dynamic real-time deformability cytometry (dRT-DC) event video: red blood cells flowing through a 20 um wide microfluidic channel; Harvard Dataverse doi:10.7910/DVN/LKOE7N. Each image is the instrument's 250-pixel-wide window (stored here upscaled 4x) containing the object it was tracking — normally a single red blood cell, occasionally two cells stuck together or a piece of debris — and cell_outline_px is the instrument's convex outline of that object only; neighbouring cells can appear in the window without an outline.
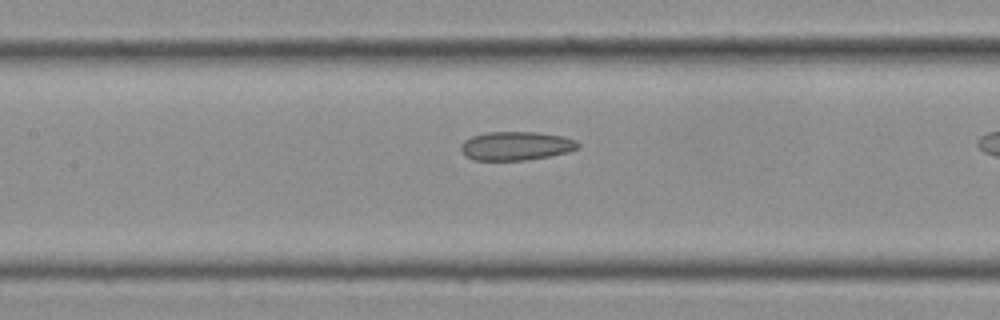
{"species": "Egyptian fruit bat (a non-hibernating species)", "species_latin": "Rousettus aegyptiacus", "temperature_condition": "cold", "stored_images_in_passage": 19, "camera_frame_rate_fps": 3000, "um_per_image_px": 0.085, "frame": {"image": 1, "passage_image": 9, "time_ms": 2.667, "image_size_px": [1000, 320], "cell_outline_px": [[580, 148], [568, 152], [528, 160], [472, 160], [464, 156], [460, 148], [460, 144], [464, 140], [472, 136], [488, 132], [536, 132], [564, 136], [576, 140], [580, 144]], "centroid_in_image_um": [43.86, 12.4], "position_along_channel_um": 163.5, "area_um2": 19.83}}
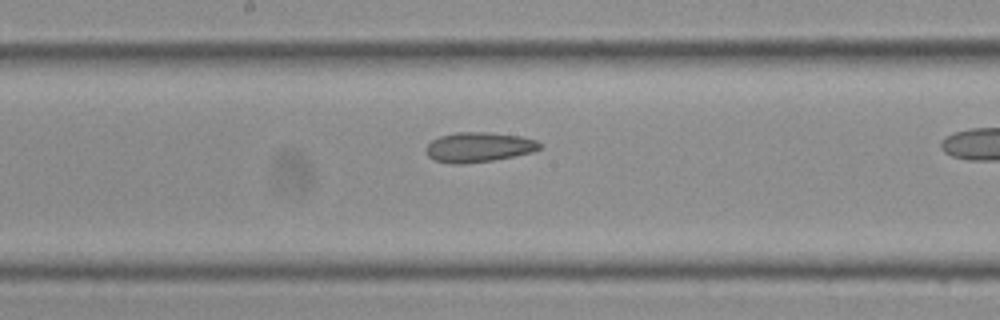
{"frame": {"image": 2, "passage_image": 11, "time_ms": 3.333, "image_size_px": [1000, 320], "cell_outline_px": [[544, 148], [532, 152], [516, 156], [492, 160], [464, 164], [452, 164], [432, 160], [424, 152], [424, 148], [432, 140], [440, 136], [456, 132], [488, 132], [520, 136], [536, 140], [544, 144]], "centroid_in_image_um": [40.7, 12.51], "position_along_channel_um": 207.5, "area_um2": 20.17}}